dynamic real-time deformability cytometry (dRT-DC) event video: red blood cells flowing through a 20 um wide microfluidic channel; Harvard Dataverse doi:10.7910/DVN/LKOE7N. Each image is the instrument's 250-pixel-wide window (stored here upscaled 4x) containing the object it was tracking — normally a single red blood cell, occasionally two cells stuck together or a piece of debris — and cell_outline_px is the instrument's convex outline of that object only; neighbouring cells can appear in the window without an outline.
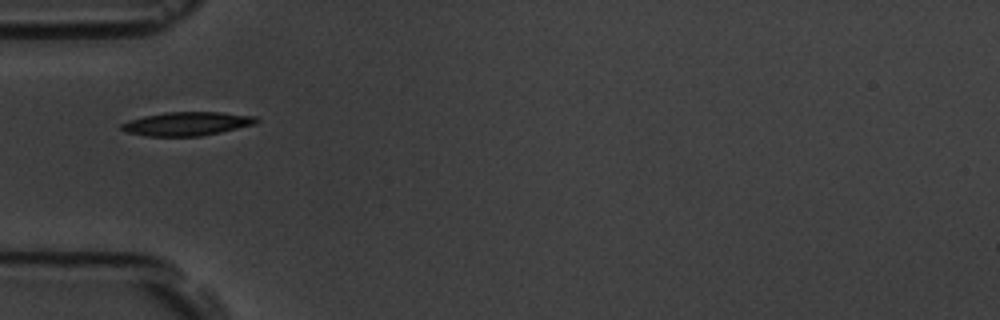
{"species": "common noctule bat (a hibernating species)", "species_latin": "Nyctalus noctula", "temperature_condition": "room temperature", "stored_images_in_passage": 5, "camera_frame_rate_fps": 3000, "um_per_image_px": 0.085, "animal": {"sex": "male", "body_mass_g": 19.5, "forearm_length_mm": 54.6}, "frame": {"image": 1, "passage_image": 4, "time_ms": 4.333, "image_size_px": [1000, 320], "cell_outline_px": [[260, 120], [256, 124], [220, 132], [200, 136], [144, 136], [124, 132], [120, 128], [120, 124], [128, 120], [144, 116], [168, 112], [220, 112], [256, 116]], "centroid_in_image_um": [15.87, 10.52], "position_along_channel_um": 69.1, "area_um2": 18.73}}
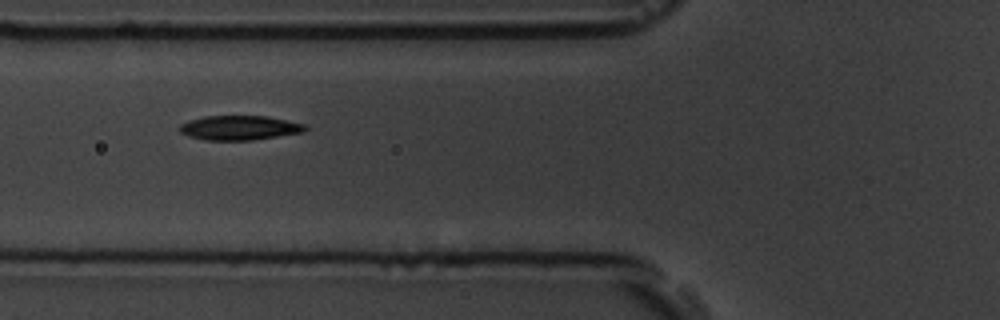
{"frame": {"image": 2, "passage_image": 5, "time_ms": 5.333, "image_size_px": [1000, 320], "cell_outline_px": [[308, 128], [304, 132], [252, 140], [204, 140], [188, 136], [180, 132], [180, 124], [188, 120], [204, 116], [268, 116], [304, 124]], "centroid_in_image_um": [20.34, 10.86], "position_along_channel_um": 105.5, "area_um2": 17.92}}